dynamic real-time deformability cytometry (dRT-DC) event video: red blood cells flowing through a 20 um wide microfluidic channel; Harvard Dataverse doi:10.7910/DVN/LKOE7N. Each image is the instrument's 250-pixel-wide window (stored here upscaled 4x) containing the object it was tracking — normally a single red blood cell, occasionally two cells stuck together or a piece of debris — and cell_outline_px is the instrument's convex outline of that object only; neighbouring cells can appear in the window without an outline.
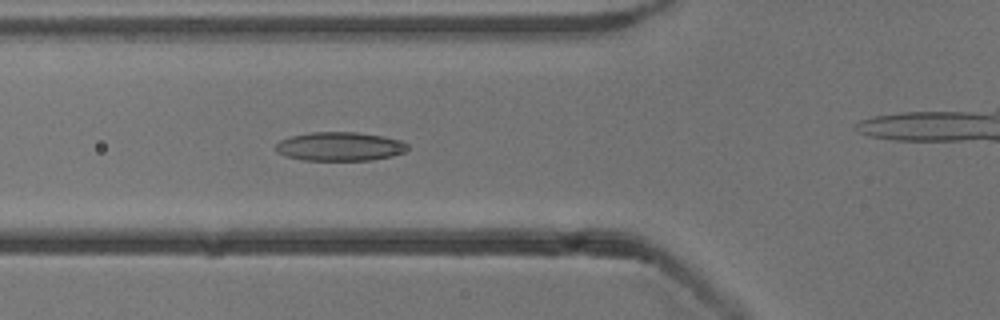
{"species": "common noctule bat (a hibernating species)", "species_latin": "Nyctalus noctula", "temperature_condition": "cold", "stored_images_in_passage": 5, "camera_frame_rate_fps": 3000, "um_per_image_px": 0.085, "animal": {"sex": "male", "body_mass_g": 13.3}, "frame": {"image": 1, "passage_image": 4, "time_ms": 4.333, "image_size_px": [1000, 320], "cell_outline_px": [[408, 148], [404, 152], [392, 156], [372, 160], [304, 160], [284, 156], [276, 152], [276, 144], [280, 140], [292, 136], [308, 132], [356, 132], [384, 136], [400, 140], [408, 144]], "centroid_in_image_um": [28.88, 12.45], "position_along_channel_um": 96.9, "area_um2": 22.25}}